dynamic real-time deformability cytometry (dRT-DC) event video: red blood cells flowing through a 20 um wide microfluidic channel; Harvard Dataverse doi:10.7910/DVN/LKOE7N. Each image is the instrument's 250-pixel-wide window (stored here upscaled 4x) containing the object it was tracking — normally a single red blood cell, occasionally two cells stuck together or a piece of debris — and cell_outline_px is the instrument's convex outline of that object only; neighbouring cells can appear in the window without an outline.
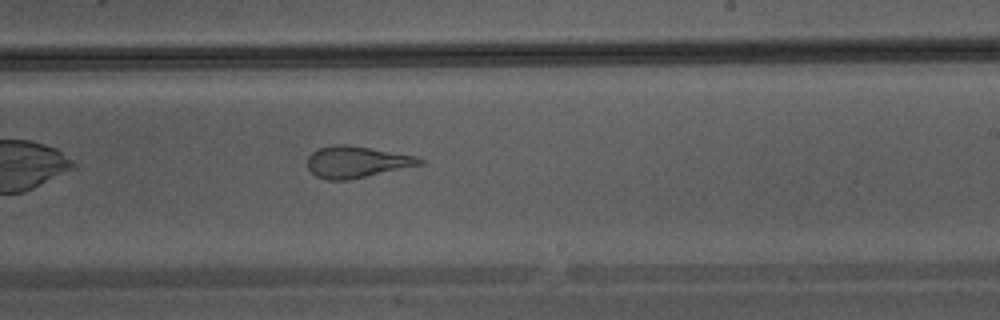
{"species": "Egyptian fruit bat (a non-hibernating species)", "species_latin": "Rousettus aegyptiacus", "temperature_condition": "warm", "stored_images_in_passage": 22, "camera_frame_rate_fps": 3000, "um_per_image_px": 0.085, "animal": {"sex": "male"}, "frame": {"image": 1, "passage_image": 13, "time_ms": 4.0, "image_size_px": [1000, 320], "cell_outline_px": [[424, 164], [348, 180], [328, 180], [316, 176], [308, 168], [308, 156], [316, 148], [332, 144], [344, 144], [416, 156], [424, 160]], "centroid_in_image_um": [30.28, 13.76], "position_along_channel_um": 258.7, "area_um2": 20.52}}